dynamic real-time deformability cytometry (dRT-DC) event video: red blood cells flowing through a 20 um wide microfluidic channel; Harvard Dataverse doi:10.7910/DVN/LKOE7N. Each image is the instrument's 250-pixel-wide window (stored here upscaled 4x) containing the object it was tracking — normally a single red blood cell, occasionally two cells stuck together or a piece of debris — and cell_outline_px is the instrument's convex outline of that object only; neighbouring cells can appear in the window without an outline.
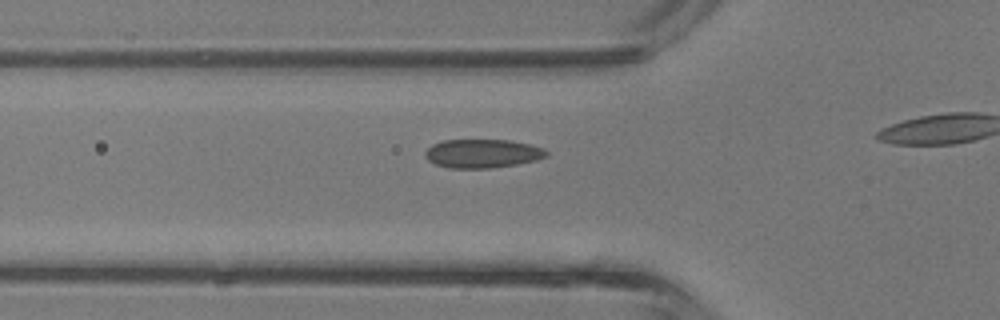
{"species": "common noctule bat (a hibernating species)", "species_latin": "Nyctalus noctula", "temperature_condition": "room temperature", "stored_images_in_passage": 15, "camera_frame_rate_fps": 3000, "um_per_image_px": 0.085, "animal": {"sex": "male", "body_mass_g": 13.3}, "frame": {"image": 1, "passage_image": 11, "time_ms": 3.333, "image_size_px": [1000, 320], "cell_outline_px": [[548, 156], [536, 160], [516, 164], [488, 168], [448, 168], [436, 164], [428, 160], [424, 156], [424, 152], [432, 144], [444, 140], [508, 140], [532, 144], [544, 148], [548, 152]], "centroid_in_image_um": [41.01, 13.04], "position_along_channel_um": 84.8, "area_um2": 20.35}}
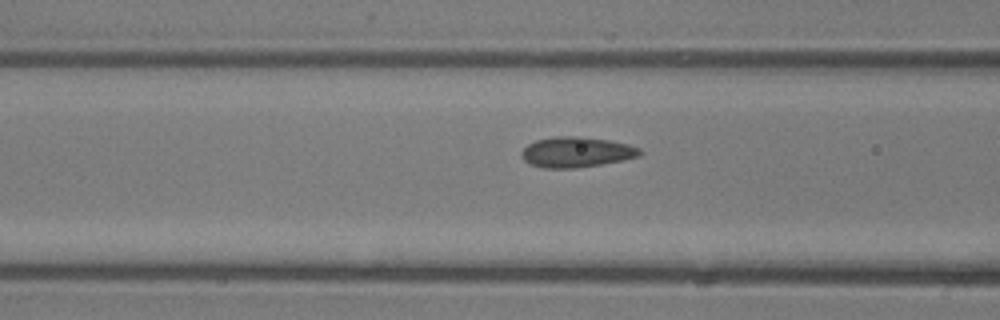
{"frame": {"image": 2, "passage_image": 13, "time_ms": 4.0, "image_size_px": [1000, 320], "cell_outline_px": [[644, 152], [640, 156], [624, 160], [576, 168], [544, 168], [528, 164], [520, 156], [520, 152], [528, 144], [536, 140], [552, 136], [580, 136], [608, 140], [628, 144], [640, 148]], "centroid_in_image_um": [48.98, 12.93], "position_along_channel_um": 117.6, "area_um2": 21.21}}